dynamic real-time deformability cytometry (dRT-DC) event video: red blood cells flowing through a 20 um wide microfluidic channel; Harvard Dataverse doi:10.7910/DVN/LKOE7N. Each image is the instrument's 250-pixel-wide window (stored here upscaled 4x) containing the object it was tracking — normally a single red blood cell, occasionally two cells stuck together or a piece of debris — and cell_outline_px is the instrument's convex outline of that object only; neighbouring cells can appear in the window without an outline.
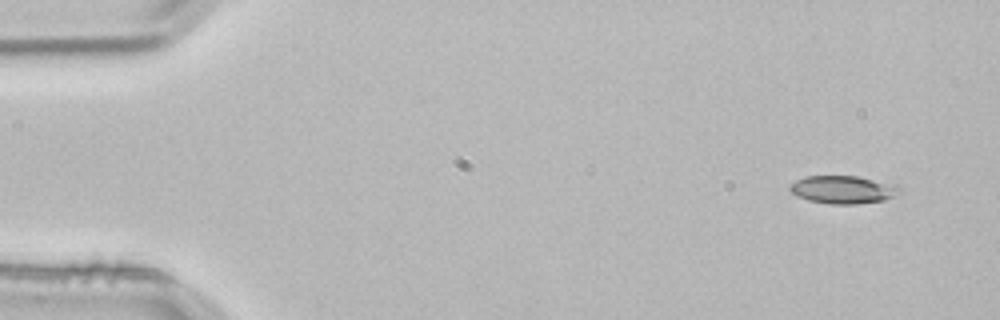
{"species": "common noctule bat (a hibernating species)", "species_latin": "Nyctalus noctula", "temperature_condition": "room temperature", "stored_images_in_passage": 4, "camera_frame_rate_fps": 3000, "um_per_image_px": 0.085, "animal": {"sex": "male", "body_mass_g": 21.5, "forearm_length_mm": 52.0}, "frame": {"image": 1, "passage_image": 1, "time_ms": 0.0, "image_size_px": [1000, 320], "cell_outline_px": [[904, 192], [884, 200], [856, 204], [832, 204], [808, 200], [796, 196], [788, 188], [796, 180], [804, 176], [856, 176], [896, 184], [904, 188]], "centroid_in_image_um": [71.72, 16.11], "position_along_channel_um": 13.3, "area_um2": 18.03}}
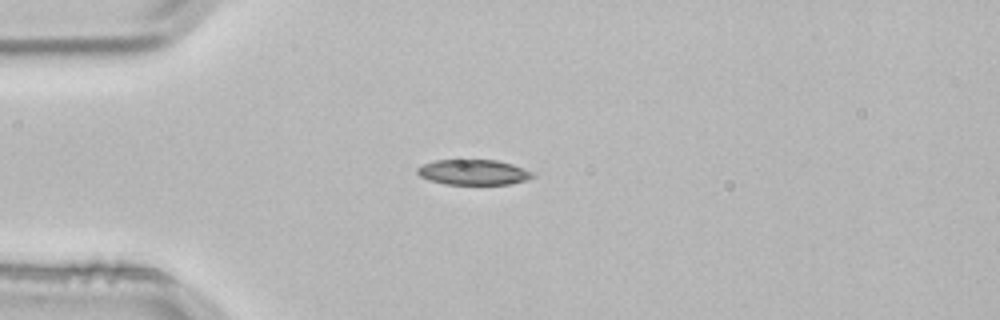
{"frame": {"image": 2, "passage_image": 3, "time_ms": 0.667, "image_size_px": [1000, 320], "cell_outline_px": [[536, 176], [528, 180], [512, 184], [444, 184], [428, 180], [420, 176], [416, 172], [416, 168], [424, 164], [436, 160], [496, 160], [512, 164], [536, 172]], "centroid_in_image_um": [40.29, 14.64], "position_along_channel_um": 44.7, "area_um2": 17.22}}
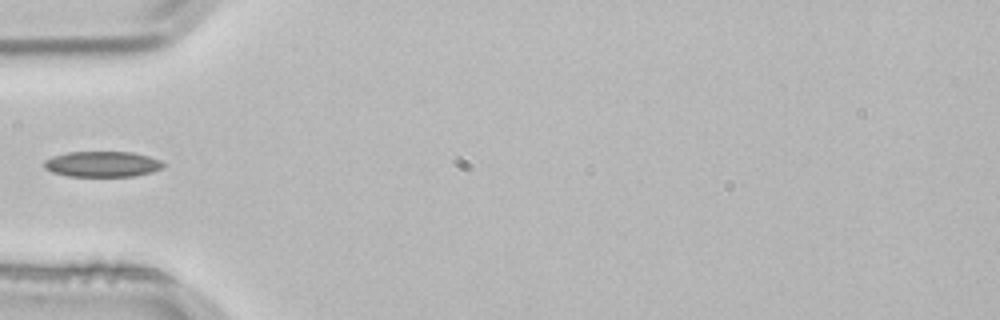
{"frame": {"image": 3, "passage_image": 4, "time_ms": 1.0, "image_size_px": [1000, 320], "cell_outline_px": [[164, 168], [152, 172], [132, 176], [68, 176], [52, 172], [44, 168], [44, 160], [52, 156], [68, 152], [132, 152], [148, 156], [160, 160], [164, 164]], "centroid_in_image_um": [8.69, 13.95], "position_along_channel_um": 76.3, "area_um2": 17.8}}